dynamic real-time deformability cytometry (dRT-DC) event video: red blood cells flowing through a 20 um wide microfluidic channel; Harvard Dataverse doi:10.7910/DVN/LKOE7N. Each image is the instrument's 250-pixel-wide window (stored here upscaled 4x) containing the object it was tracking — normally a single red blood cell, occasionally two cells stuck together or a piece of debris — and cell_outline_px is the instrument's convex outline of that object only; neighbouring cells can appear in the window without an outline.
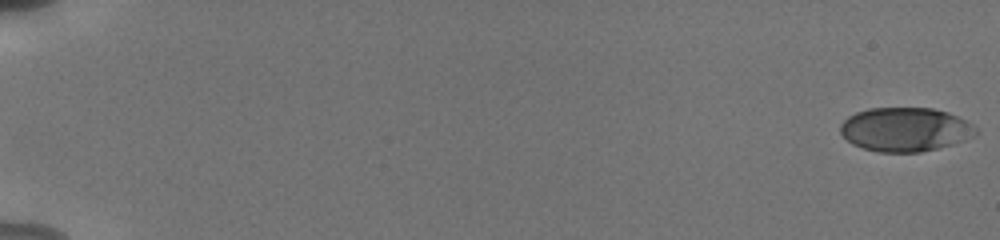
{"species": "human", "species_latin": "Homo sapiens", "temperature_condition": "cold", "stored_images_in_passage": 56, "camera_frame_rate_fps": 3000, "um_per_image_px": 0.085, "donor": {"sex": "male"}, "frame": {"image": 1, "passage_image": 1, "time_ms": 0.0, "image_size_px": [1000, 240], "cell_outline_px": [[976, 136], [952, 144], [920, 152], [876, 152], [852, 144], [840, 132], [840, 124], [848, 116], [856, 112], [868, 108], [932, 108], [948, 112], [972, 124], [976, 128]], "centroid_in_image_um": [76.92, 11.0], "position_along_channel_um": 8.1, "area_um2": 34.62}}
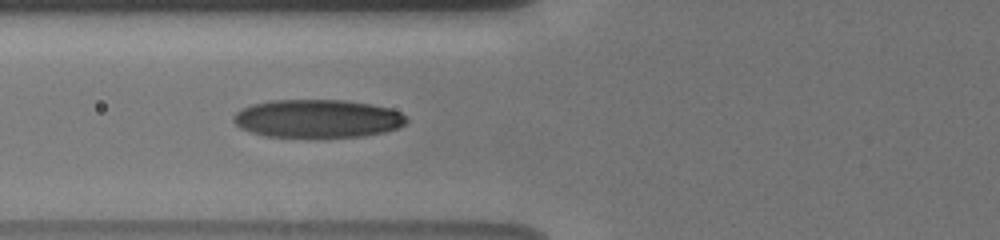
{"frame": {"image": 2, "passage_image": 24, "time_ms": 7.667, "image_size_px": [1000, 240], "cell_outline_px": [[408, 120], [400, 128], [384, 132], [364, 136], [308, 140], [264, 136], [240, 128], [232, 120], [232, 116], [240, 108], [252, 104], [268, 100], [344, 100], [372, 104], [392, 108], [408, 116]], "centroid_in_image_um": [26.99, 10.12], "position_along_channel_um": 98.8, "area_um2": 40.06}}
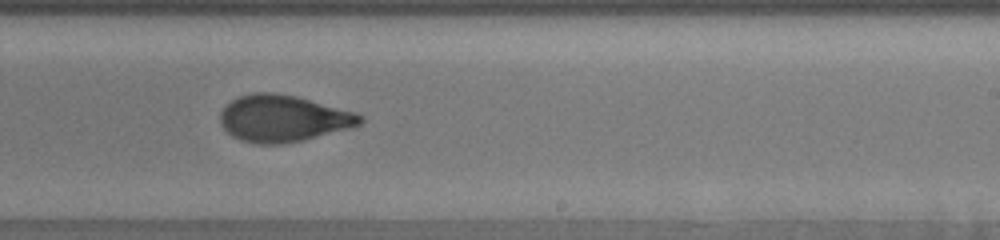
{"frame": {"image": 3, "passage_image": 37, "time_ms": 12.0, "image_size_px": [1000, 240], "cell_outline_px": [[364, 120], [360, 124], [352, 128], [304, 140], [280, 144], [256, 144], [240, 140], [232, 136], [220, 124], [220, 112], [236, 96], [252, 92], [272, 92], [296, 96], [356, 112], [364, 116]], "centroid_in_image_um": [24.07, 10.07], "position_along_channel_um": 264.9, "area_um2": 38.38}, "authors_computed_cell_mechanics": {"area_um2": 37.1076, "velocity_mm_per_s": 3.8385, "shape_relaxation_time_tau1_ms": 3.7558, "shape_relaxation_time_tau2_ms": 1.1995, "deformation_change_tau1": 0.1752, "deformation_change_tau2": 0.0764}}